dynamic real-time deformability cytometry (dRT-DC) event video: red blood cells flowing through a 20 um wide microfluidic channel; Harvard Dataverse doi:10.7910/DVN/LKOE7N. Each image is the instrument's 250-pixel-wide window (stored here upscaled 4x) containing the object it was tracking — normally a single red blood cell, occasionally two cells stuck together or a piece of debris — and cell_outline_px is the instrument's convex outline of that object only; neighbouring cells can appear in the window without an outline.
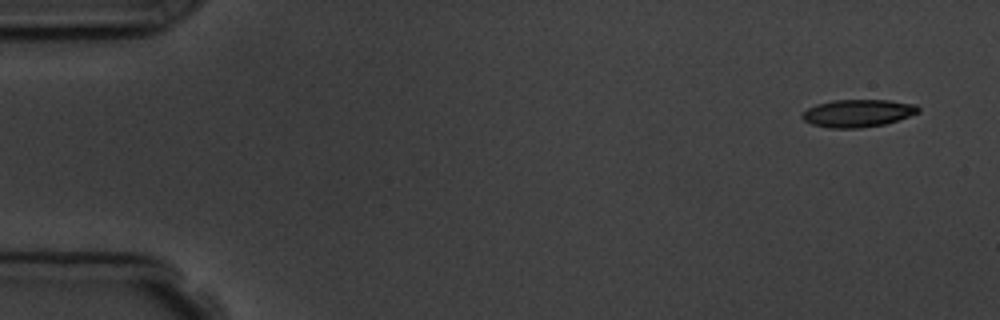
{"species": "common noctule bat (a hibernating species)", "species_latin": "Nyctalus noctula", "temperature_condition": "room temperature", "stored_images_in_passage": 3, "camera_frame_rate_fps": 3000, "um_per_image_px": 0.085, "animal": {"sex": "male", "body_mass_g": 19.5, "forearm_length_mm": 54.6}, "frame": {"image": 1, "passage_image": 1, "time_ms": 0.0, "image_size_px": [1000, 320], "cell_outline_px": [[920, 112], [884, 124], [860, 128], [828, 128], [812, 124], [804, 120], [800, 116], [808, 108], [816, 104], [832, 100], [888, 100], [916, 104], [920, 108]], "centroid_in_image_um": [72.9, 9.62], "position_along_channel_um": 12.1, "area_um2": 18.61}}